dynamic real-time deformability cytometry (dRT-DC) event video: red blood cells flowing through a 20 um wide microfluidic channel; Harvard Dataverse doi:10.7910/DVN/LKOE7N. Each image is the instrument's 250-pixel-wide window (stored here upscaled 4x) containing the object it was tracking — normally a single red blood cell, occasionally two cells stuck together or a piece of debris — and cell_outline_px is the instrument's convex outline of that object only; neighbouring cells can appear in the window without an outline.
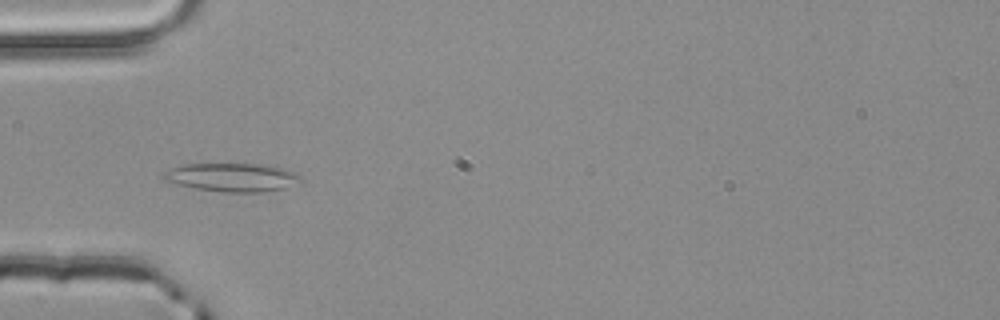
{"species": "common noctule bat (a hibernating species)", "species_latin": "Nyctalus noctula", "temperature_condition": "room temperature", "stored_images_in_passage": 3, "camera_frame_rate_fps": 3000, "um_per_image_px": 0.085, "animal": {"sex": "male", "body_mass_g": 20.4}, "frame": {"image": 1, "passage_image": 3, "time_ms": 0.667, "image_size_px": [1000, 320], "cell_outline_px": [[300, 180], [284, 188], [268, 192], [224, 192], [196, 188], [176, 184], [164, 180], [160, 176], [164, 172], [172, 168], [184, 164], [272, 164], [296, 172], [300, 176]], "centroid_in_image_um": [19.74, 15.06], "position_along_channel_um": 65.3, "area_um2": 22.83}}